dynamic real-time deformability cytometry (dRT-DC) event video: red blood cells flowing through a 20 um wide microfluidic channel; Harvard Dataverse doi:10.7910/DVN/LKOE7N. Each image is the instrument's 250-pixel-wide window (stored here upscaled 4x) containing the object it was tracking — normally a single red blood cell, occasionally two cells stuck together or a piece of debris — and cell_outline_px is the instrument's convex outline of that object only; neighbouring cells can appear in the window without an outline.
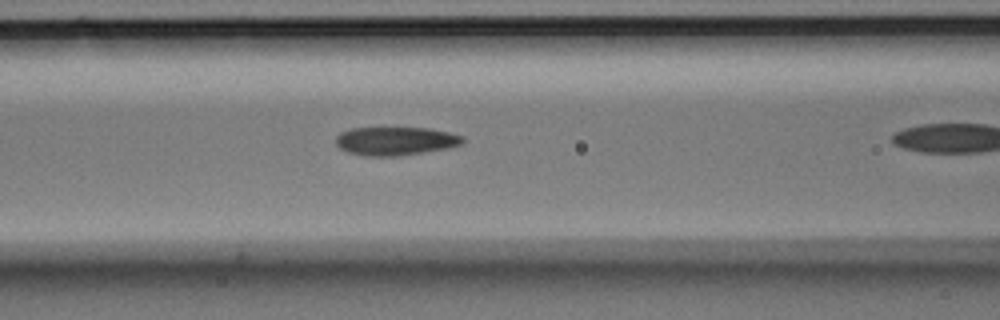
{"species": "Egyptian fruit bat (a non-hibernating species)", "species_latin": "Rousettus aegyptiacus", "temperature_condition": "room temperature", "stored_images_in_passage": 38, "camera_frame_rate_fps": 3000, "um_per_image_px": 0.085, "animal": {"sex": "male"}, "frame": {"image": 1, "passage_image": 18, "time_ms": 5.667, "image_size_px": [1000, 320], "cell_outline_px": [[464, 144], [448, 148], [400, 156], [364, 156], [348, 152], [340, 148], [336, 144], [336, 136], [340, 132], [352, 128], [428, 128], [448, 132], [464, 136]], "centroid_in_image_um": [33.63, 11.99], "position_along_channel_um": 133.0, "area_um2": 21.15}}
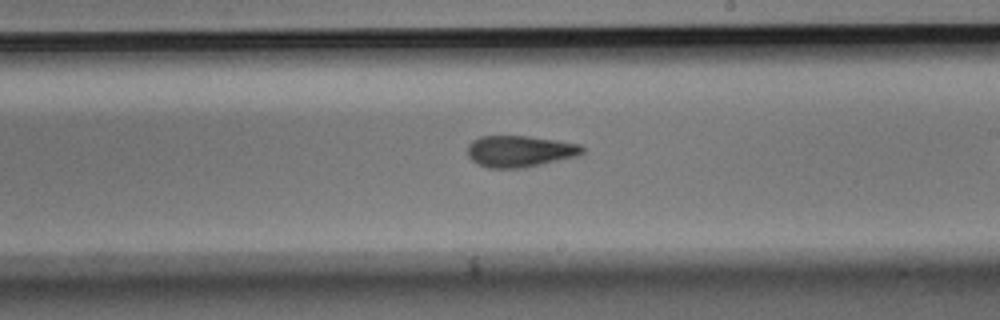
{"frame": {"image": 2, "passage_image": 27, "time_ms": 8.667, "image_size_px": [1000, 320], "cell_outline_px": [[584, 152], [576, 156], [524, 168], [488, 168], [476, 164], [468, 156], [468, 144], [472, 140], [480, 136], [528, 136], [556, 140], [580, 144], [584, 148]], "centroid_in_image_um": [44.15, 12.86], "position_along_channel_um": 244.8, "area_um2": 21.1}}
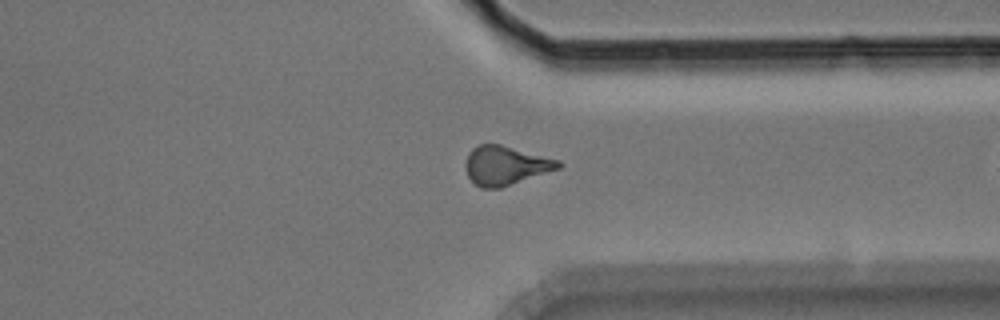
{"frame": {"image": 3, "passage_image": 37, "time_ms": 12.0, "image_size_px": [1000, 320], "cell_outline_px": [[564, 164], [560, 168], [500, 188], [480, 188], [468, 176], [464, 168], [464, 164], [468, 152], [472, 148], [480, 144], [500, 144], [560, 160]], "centroid_in_image_um": [42.96, 14.06], "position_along_channel_um": 368.4, "area_um2": 21.15}}